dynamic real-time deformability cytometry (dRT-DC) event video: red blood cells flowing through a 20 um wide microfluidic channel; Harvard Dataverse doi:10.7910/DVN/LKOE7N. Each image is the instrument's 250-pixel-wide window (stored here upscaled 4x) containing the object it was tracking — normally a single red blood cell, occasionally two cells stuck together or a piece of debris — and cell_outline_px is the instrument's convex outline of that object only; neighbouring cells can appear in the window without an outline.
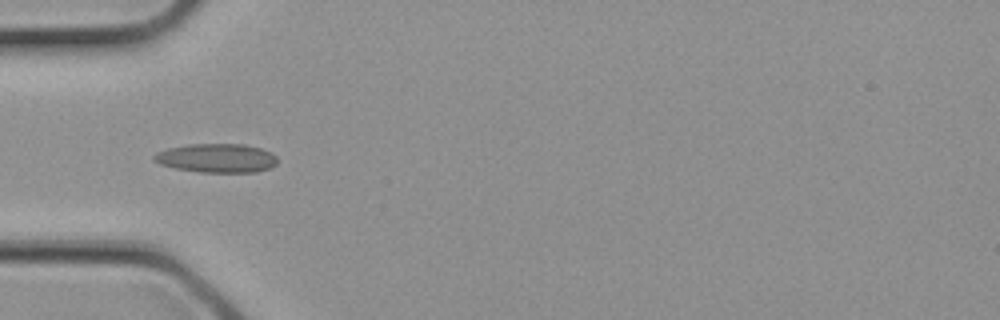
{"species": "common noctule bat (a hibernating species)", "species_latin": "Nyctalus noctula", "temperature_condition": "cold", "stored_images_in_passage": 1, "camera_frame_rate_fps": 3000, "um_per_image_px": 0.085, "animal": {"sex": "female", "body_mass_g": 21.9}, "frame": {"image": 1, "passage_image": 1, "time_ms": 0.0, "image_size_px": [1000, 320], "cell_outline_px": [[276, 164], [268, 168], [256, 172], [200, 172], [176, 168], [160, 164], [152, 160], [152, 156], [156, 152], [168, 148], [188, 144], [244, 144], [260, 148], [272, 152], [276, 156]], "centroid_in_image_um": [18.39, 13.43], "position_along_channel_um": 66.6, "area_um2": 20.81}}